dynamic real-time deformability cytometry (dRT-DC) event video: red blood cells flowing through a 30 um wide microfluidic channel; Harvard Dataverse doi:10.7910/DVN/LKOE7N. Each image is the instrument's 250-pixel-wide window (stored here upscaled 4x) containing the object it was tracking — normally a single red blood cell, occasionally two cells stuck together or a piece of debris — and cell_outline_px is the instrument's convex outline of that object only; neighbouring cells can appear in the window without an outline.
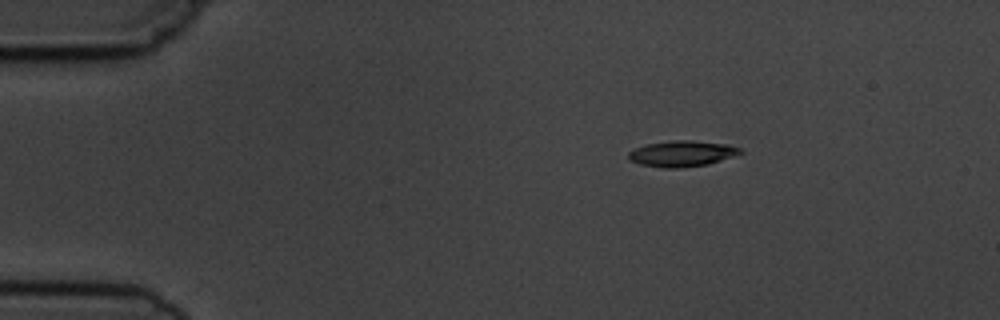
{"species": "common noctule bat (a hibernating species)", "species_latin": "Nyctalus noctula", "temperature_condition": "cold", "stored_images_in_passage": 3, "camera_frame_rate_fps": 3000, "um_per_image_px": 0.085, "animal": {"sex": "male", "body_mass_g": 19.5, "forearm_length_mm": 54.6}, "frame": {"image": 1, "passage_image": 1, "time_ms": 0.0, "image_size_px": [1000, 320], "cell_outline_px": [[744, 152], [708, 164], [680, 168], [664, 168], [640, 164], [628, 160], [628, 152], [636, 148], [648, 144], [672, 140], [688, 140], [728, 144], [740, 148]], "centroid_in_image_um": [57.95, 13.06], "position_along_channel_um": 27.1, "area_um2": 16.76}}